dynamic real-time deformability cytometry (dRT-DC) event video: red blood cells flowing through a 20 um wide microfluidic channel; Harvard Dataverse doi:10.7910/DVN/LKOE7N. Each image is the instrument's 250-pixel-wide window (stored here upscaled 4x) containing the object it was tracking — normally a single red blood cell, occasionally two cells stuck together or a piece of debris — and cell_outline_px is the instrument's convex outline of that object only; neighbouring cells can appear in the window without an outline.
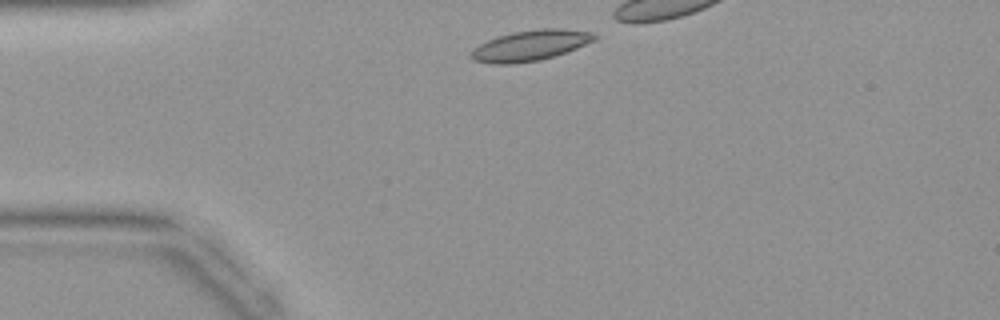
{"species": "common noctule bat (a hibernating species)", "species_latin": "Nyctalus noctula", "temperature_condition": "warm", "stored_images_in_passage": 25, "camera_frame_rate_fps": 3000, "um_per_image_px": 0.085, "animal": {"sex": "female", "body_mass_g": 19.9}, "frame": {"image": 1, "passage_image": 1, "time_ms": 0.0, "image_size_px": [1000, 320], "cell_outline_px": [[596, 40], [556, 56], [540, 60], [512, 64], [492, 64], [472, 60], [468, 56], [472, 48], [488, 40], [512, 32], [544, 28], [564, 28], [588, 32], [596, 36]], "centroid_in_image_um": [45.03, 3.88], "position_along_channel_um": 40.0, "area_um2": 22.02}}
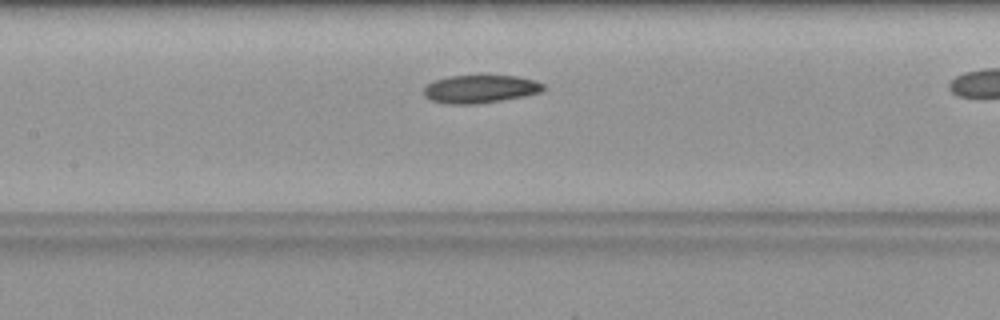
{"frame": {"image": 2, "passage_image": 11, "time_ms": 3.333, "image_size_px": [1000, 320], "cell_outline_px": [[544, 88], [540, 92], [524, 96], [476, 104], [444, 104], [432, 100], [424, 96], [424, 88], [432, 80], [448, 76], [488, 72], [516, 76], [536, 80], [544, 84]], "centroid_in_image_um": [40.8, 7.5], "position_along_channel_um": 166.6, "area_um2": 20.46}}